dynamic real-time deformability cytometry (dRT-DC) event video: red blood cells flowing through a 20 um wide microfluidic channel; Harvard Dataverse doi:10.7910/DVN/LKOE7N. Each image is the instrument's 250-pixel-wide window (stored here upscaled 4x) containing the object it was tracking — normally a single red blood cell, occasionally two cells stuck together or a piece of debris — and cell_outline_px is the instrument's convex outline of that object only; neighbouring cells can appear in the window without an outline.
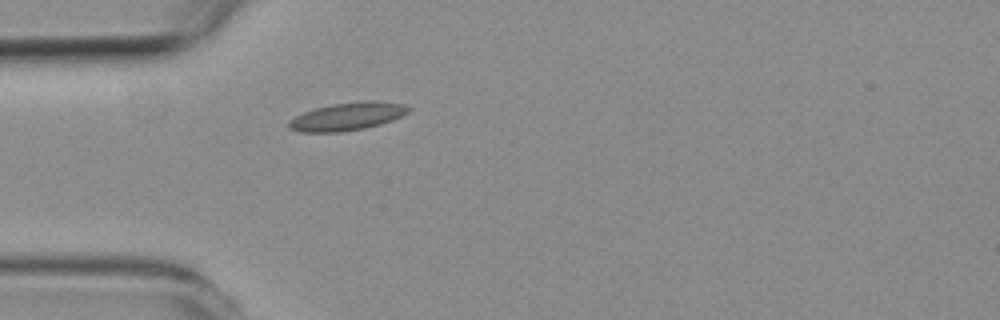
{"species": "common noctule bat (a hibernating species)", "species_latin": "Nyctalus noctula", "temperature_condition": "room temperature", "stored_images_in_passage": 1, "camera_frame_rate_fps": 3000, "um_per_image_px": 0.085, "animal": {"sex": "female", "body_mass_g": 19.3, "forearm_length_mm": 54.1}, "frame": {"image": 1, "passage_image": 1, "time_ms": 0.0, "image_size_px": [1000, 320], "cell_outline_px": [[412, 108], [408, 112], [392, 120], [380, 124], [364, 128], [340, 132], [300, 132], [288, 128], [288, 120], [304, 112], [316, 108], [332, 104], [364, 100], [376, 100], [404, 104]], "centroid_in_image_um": [29.53, 9.89], "position_along_channel_um": 55.5, "area_um2": 19.48}}